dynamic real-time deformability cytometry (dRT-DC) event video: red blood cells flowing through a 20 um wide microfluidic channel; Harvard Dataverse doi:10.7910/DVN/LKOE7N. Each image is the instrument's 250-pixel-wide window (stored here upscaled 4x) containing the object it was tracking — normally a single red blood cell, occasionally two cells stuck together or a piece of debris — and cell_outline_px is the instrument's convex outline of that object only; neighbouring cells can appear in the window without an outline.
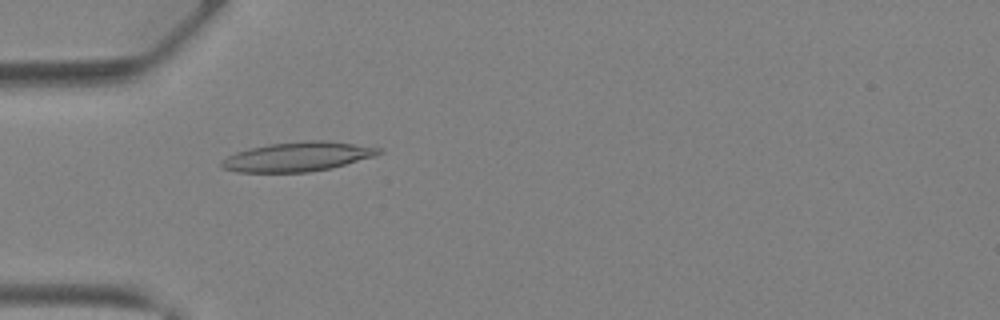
{"species": "Egyptian fruit bat (a non-hibernating species)", "species_latin": "Rousettus aegyptiacus", "temperature_condition": "warm", "stored_images_in_passage": 37, "camera_frame_rate_fps": 3000, "um_per_image_px": 0.085, "animal": {"sex": "female"}, "frame": {"image": 1, "passage_image": 9, "time_ms": 2.667, "image_size_px": [1000, 320], "cell_outline_px": [[384, 152], [372, 156], [332, 168], [308, 172], [236, 172], [224, 168], [220, 164], [220, 160], [236, 152], [248, 148], [268, 144], [304, 140], [324, 140], [384, 148]], "centroid_in_image_um": [25.28, 13.31], "position_along_channel_um": 59.7, "area_um2": 26.93}}
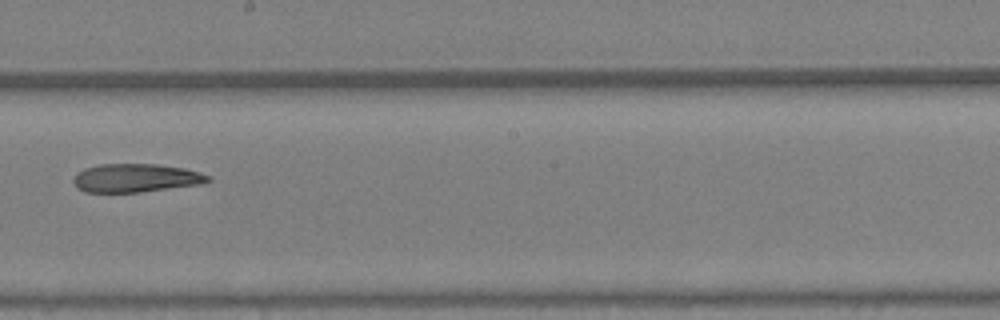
{"frame": {"image": 2, "passage_image": 20, "time_ms": 6.333, "image_size_px": [1000, 320], "cell_outline_px": [[212, 180], [200, 184], [140, 192], [84, 192], [76, 188], [72, 180], [76, 172], [84, 168], [100, 164], [156, 164], [184, 168], [200, 172], [212, 176]], "centroid_in_image_um": [11.52, 15.13], "position_along_channel_um": 236.7, "area_um2": 22.48}}
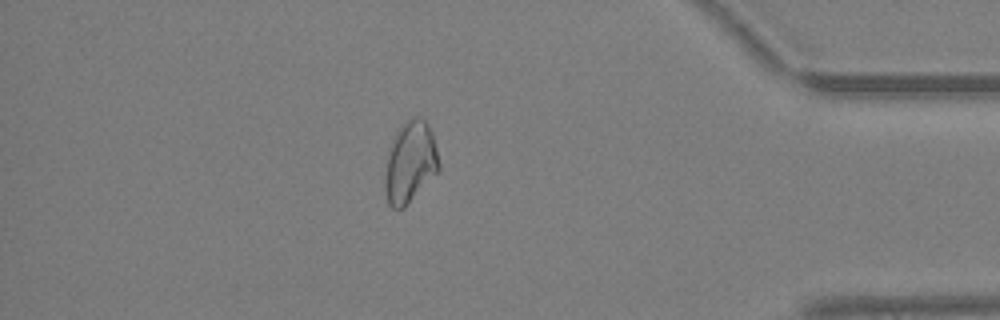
{"frame": {"image": 3, "passage_image": 32, "time_ms": 10.333, "image_size_px": [1000, 320], "cell_outline_px": [[440, 168], [404, 208], [392, 208], [388, 204], [384, 192], [384, 176], [388, 156], [392, 140], [396, 132], [412, 116], [420, 116], [428, 124], [432, 132], [440, 164]], "centroid_in_image_um": [34.85, 13.8], "position_along_channel_um": 400.3, "area_um2": 25.37}, "authors_computed_cell_mechanics": {"area_um2": 24.5072, "velocity_mm_per_s": 4.9625, "shape_relaxation_time_tau1_ms": null, "shape_relaxation_time_tau2_ms": 8.2181, "deformation_change_tau1": null, "deformation_change_tau2": 0.2083}}